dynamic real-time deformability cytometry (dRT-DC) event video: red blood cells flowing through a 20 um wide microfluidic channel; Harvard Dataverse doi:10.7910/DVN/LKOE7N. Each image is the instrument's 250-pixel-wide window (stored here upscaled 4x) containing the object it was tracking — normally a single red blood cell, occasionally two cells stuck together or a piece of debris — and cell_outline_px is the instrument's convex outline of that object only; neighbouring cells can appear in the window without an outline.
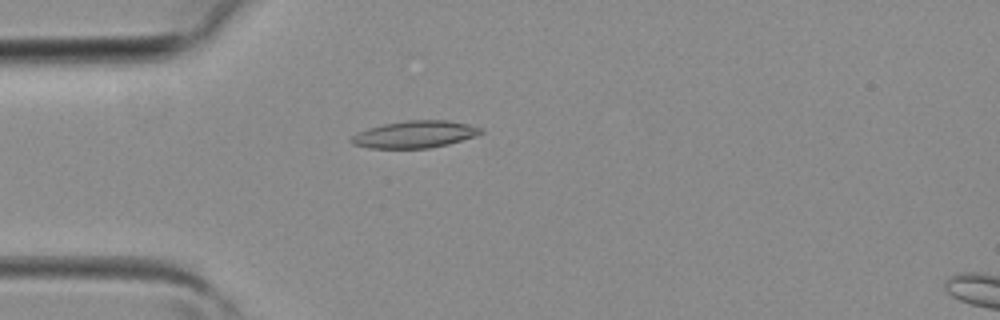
{"species": "common noctule bat (a hibernating species)", "species_latin": "Nyctalus noctula", "temperature_condition": "room temperature", "stored_images_in_passage": 3, "camera_frame_rate_fps": 3000, "um_per_image_px": 0.085, "animal": {"sex": "female", "body_mass_g": 19.3, "forearm_length_mm": 54.1}, "frame": {"image": 1, "passage_image": 2, "time_ms": 0.333, "image_size_px": [1000, 320], "cell_outline_px": [[484, 132], [476, 136], [448, 144], [428, 148], [368, 148], [352, 144], [348, 140], [356, 132], [368, 128], [384, 124], [408, 120], [448, 120], [468, 124], [484, 128]], "centroid_in_image_um": [35.26, 11.42], "position_along_channel_um": 49.7, "area_um2": 20.58}}